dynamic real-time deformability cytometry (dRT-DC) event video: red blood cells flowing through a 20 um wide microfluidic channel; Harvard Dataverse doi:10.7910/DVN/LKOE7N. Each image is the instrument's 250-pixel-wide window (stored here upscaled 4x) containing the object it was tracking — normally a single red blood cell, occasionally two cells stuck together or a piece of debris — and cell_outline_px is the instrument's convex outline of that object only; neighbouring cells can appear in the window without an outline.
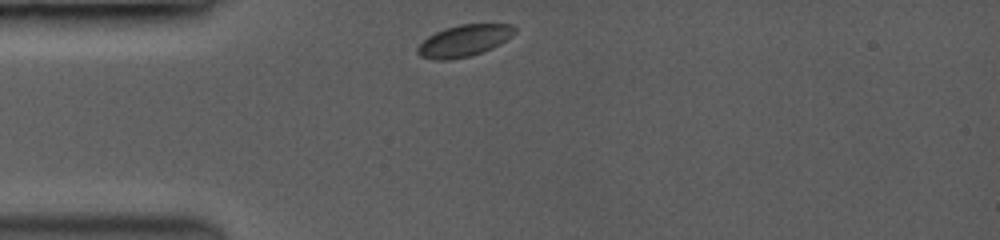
{"species": "common noctule bat (a hibernating species)", "species_latin": "Nyctalus noctula", "temperature_condition": "room temperature", "stored_images_in_passage": 39, "camera_frame_rate_fps": 3500, "um_per_image_px": 0.085, "animal": {"sex": "female", "body_mass_g": 19.0, "forearm_length_mm": 53.3}, "frame": {"image": 1, "passage_image": 1, "time_ms": 0.0, "image_size_px": [1000, 240], "cell_outline_px": [[516, 32], [512, 36], [500, 44], [492, 48], [468, 56], [448, 60], [436, 60], [420, 56], [416, 52], [416, 48], [428, 36], [444, 28], [460, 24], [512, 24], [516, 28]], "centroid_in_image_um": [39.45, 3.45], "position_along_channel_um": 45.6, "area_um2": 17.86}}
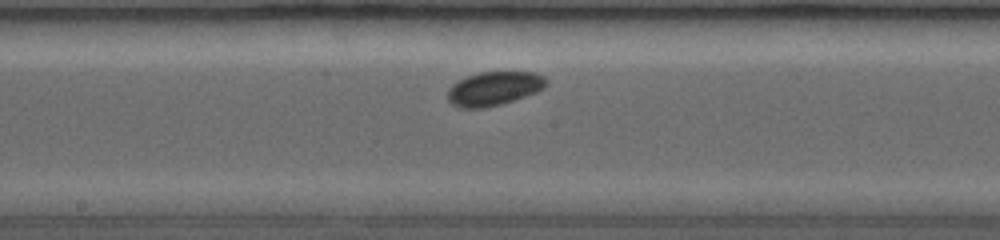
{"frame": {"image": 2, "passage_image": 19, "time_ms": 4.571, "image_size_px": [1000, 240], "cell_outline_px": [[548, 80], [544, 88], [512, 100], [500, 104], [480, 108], [464, 108], [452, 104], [448, 100], [448, 92], [452, 84], [468, 76], [480, 72], [536, 72], [544, 76]], "centroid_in_image_um": [41.99, 7.51], "position_along_channel_um": 206.2, "area_um2": 19.07}}
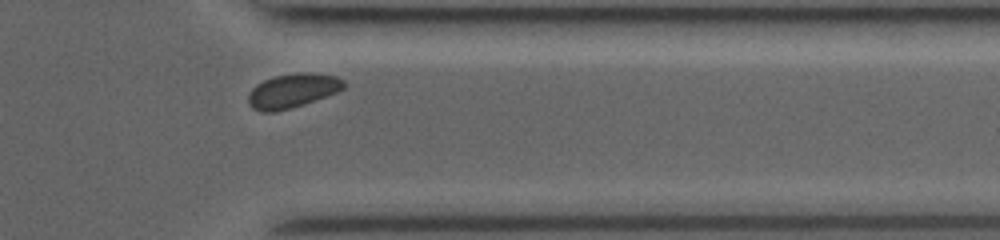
{"frame": {"image": 3, "passage_image": 35, "time_ms": 9.143, "image_size_px": [1000, 240], "cell_outline_px": [[344, 88], [336, 92], [304, 104], [292, 108], [276, 112], [260, 112], [252, 108], [248, 104], [248, 96], [252, 88], [256, 84], [264, 80], [276, 76], [304, 72], [308, 72], [336, 76], [344, 80]], "centroid_in_image_um": [24.83, 7.73], "position_along_channel_um": 386.6, "area_um2": 18.96}}